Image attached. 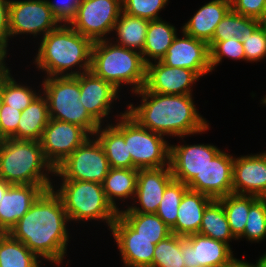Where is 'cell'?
<instances>
[{"mask_svg": "<svg viewBox=\"0 0 266 267\" xmlns=\"http://www.w3.org/2000/svg\"><path fill=\"white\" fill-rule=\"evenodd\" d=\"M123 262L128 267H152L155 244L152 240L138 236L119 215L111 226Z\"/></svg>", "mask_w": 266, "mask_h": 267, "instance_id": "cell-19", "label": "cell"}, {"mask_svg": "<svg viewBox=\"0 0 266 267\" xmlns=\"http://www.w3.org/2000/svg\"><path fill=\"white\" fill-rule=\"evenodd\" d=\"M82 1L83 0H63L60 3H53L47 0L52 13L60 22H66L67 24L75 16L77 7Z\"/></svg>", "mask_w": 266, "mask_h": 267, "instance_id": "cell-44", "label": "cell"}, {"mask_svg": "<svg viewBox=\"0 0 266 267\" xmlns=\"http://www.w3.org/2000/svg\"><path fill=\"white\" fill-rule=\"evenodd\" d=\"M246 193V194H245ZM266 197V152L233 161V194Z\"/></svg>", "mask_w": 266, "mask_h": 267, "instance_id": "cell-21", "label": "cell"}, {"mask_svg": "<svg viewBox=\"0 0 266 267\" xmlns=\"http://www.w3.org/2000/svg\"><path fill=\"white\" fill-rule=\"evenodd\" d=\"M76 75L80 87L79 100L86 111L101 125V119L108 115L110 105L117 98L119 89L103 78L95 76L91 71L66 73V76Z\"/></svg>", "mask_w": 266, "mask_h": 267, "instance_id": "cell-17", "label": "cell"}, {"mask_svg": "<svg viewBox=\"0 0 266 267\" xmlns=\"http://www.w3.org/2000/svg\"><path fill=\"white\" fill-rule=\"evenodd\" d=\"M94 134H99L97 140L101 144L111 168L134 169L124 136L112 124L103 130L99 127Z\"/></svg>", "mask_w": 266, "mask_h": 267, "instance_id": "cell-27", "label": "cell"}, {"mask_svg": "<svg viewBox=\"0 0 266 267\" xmlns=\"http://www.w3.org/2000/svg\"><path fill=\"white\" fill-rule=\"evenodd\" d=\"M61 199L69 220L103 219L108 226L114 223L119 211L107 200L98 182L63 180L55 192Z\"/></svg>", "mask_w": 266, "mask_h": 267, "instance_id": "cell-6", "label": "cell"}, {"mask_svg": "<svg viewBox=\"0 0 266 267\" xmlns=\"http://www.w3.org/2000/svg\"><path fill=\"white\" fill-rule=\"evenodd\" d=\"M88 138V132L77 124L49 119L40 144L46 160L55 169Z\"/></svg>", "mask_w": 266, "mask_h": 267, "instance_id": "cell-11", "label": "cell"}, {"mask_svg": "<svg viewBox=\"0 0 266 267\" xmlns=\"http://www.w3.org/2000/svg\"><path fill=\"white\" fill-rule=\"evenodd\" d=\"M183 38H174L165 56L160 60L169 67H181L203 76L212 71L210 48L205 41L183 33Z\"/></svg>", "mask_w": 266, "mask_h": 267, "instance_id": "cell-15", "label": "cell"}, {"mask_svg": "<svg viewBox=\"0 0 266 267\" xmlns=\"http://www.w3.org/2000/svg\"><path fill=\"white\" fill-rule=\"evenodd\" d=\"M36 92L26 86H21L7 75L3 78V103L16 108L18 111L25 110L30 103L37 97Z\"/></svg>", "mask_w": 266, "mask_h": 267, "instance_id": "cell-37", "label": "cell"}, {"mask_svg": "<svg viewBox=\"0 0 266 267\" xmlns=\"http://www.w3.org/2000/svg\"><path fill=\"white\" fill-rule=\"evenodd\" d=\"M93 43L65 23L43 36L35 62L48 77L66 76L63 73L78 64L85 73L90 71Z\"/></svg>", "mask_w": 266, "mask_h": 267, "instance_id": "cell-3", "label": "cell"}, {"mask_svg": "<svg viewBox=\"0 0 266 267\" xmlns=\"http://www.w3.org/2000/svg\"><path fill=\"white\" fill-rule=\"evenodd\" d=\"M259 260H260L262 267H266V253L262 257H260Z\"/></svg>", "mask_w": 266, "mask_h": 267, "instance_id": "cell-50", "label": "cell"}, {"mask_svg": "<svg viewBox=\"0 0 266 267\" xmlns=\"http://www.w3.org/2000/svg\"><path fill=\"white\" fill-rule=\"evenodd\" d=\"M42 169L55 172L43 154L40 141L0 140V178L4 181L20 185H52Z\"/></svg>", "mask_w": 266, "mask_h": 267, "instance_id": "cell-4", "label": "cell"}, {"mask_svg": "<svg viewBox=\"0 0 266 267\" xmlns=\"http://www.w3.org/2000/svg\"><path fill=\"white\" fill-rule=\"evenodd\" d=\"M9 74H10V72H0V82L5 76H7Z\"/></svg>", "mask_w": 266, "mask_h": 267, "instance_id": "cell-52", "label": "cell"}, {"mask_svg": "<svg viewBox=\"0 0 266 267\" xmlns=\"http://www.w3.org/2000/svg\"><path fill=\"white\" fill-rule=\"evenodd\" d=\"M149 22L148 19L133 17L121 12L113 29L117 32L118 41H120L117 45L131 50L137 48L138 52L142 53Z\"/></svg>", "mask_w": 266, "mask_h": 267, "instance_id": "cell-29", "label": "cell"}, {"mask_svg": "<svg viewBox=\"0 0 266 267\" xmlns=\"http://www.w3.org/2000/svg\"><path fill=\"white\" fill-rule=\"evenodd\" d=\"M43 86L50 119L77 124L91 135L101 127L79 100L78 75L48 77L43 81Z\"/></svg>", "mask_w": 266, "mask_h": 267, "instance_id": "cell-7", "label": "cell"}, {"mask_svg": "<svg viewBox=\"0 0 266 267\" xmlns=\"http://www.w3.org/2000/svg\"><path fill=\"white\" fill-rule=\"evenodd\" d=\"M68 220L60 197L51 188L36 199L8 234L38 257L60 264L68 244Z\"/></svg>", "mask_w": 266, "mask_h": 267, "instance_id": "cell-1", "label": "cell"}, {"mask_svg": "<svg viewBox=\"0 0 266 267\" xmlns=\"http://www.w3.org/2000/svg\"><path fill=\"white\" fill-rule=\"evenodd\" d=\"M261 101H262V103H265L266 104V97L263 100H261Z\"/></svg>", "mask_w": 266, "mask_h": 267, "instance_id": "cell-53", "label": "cell"}, {"mask_svg": "<svg viewBox=\"0 0 266 267\" xmlns=\"http://www.w3.org/2000/svg\"><path fill=\"white\" fill-rule=\"evenodd\" d=\"M61 23L52 13L47 0L10 1V37L15 34L47 35Z\"/></svg>", "mask_w": 266, "mask_h": 267, "instance_id": "cell-12", "label": "cell"}, {"mask_svg": "<svg viewBox=\"0 0 266 267\" xmlns=\"http://www.w3.org/2000/svg\"><path fill=\"white\" fill-rule=\"evenodd\" d=\"M247 61H259L266 56V25L261 24L253 33L242 36Z\"/></svg>", "mask_w": 266, "mask_h": 267, "instance_id": "cell-41", "label": "cell"}, {"mask_svg": "<svg viewBox=\"0 0 266 267\" xmlns=\"http://www.w3.org/2000/svg\"><path fill=\"white\" fill-rule=\"evenodd\" d=\"M53 185L12 184L0 200V230L8 233L36 199Z\"/></svg>", "mask_w": 266, "mask_h": 267, "instance_id": "cell-22", "label": "cell"}, {"mask_svg": "<svg viewBox=\"0 0 266 267\" xmlns=\"http://www.w3.org/2000/svg\"><path fill=\"white\" fill-rule=\"evenodd\" d=\"M170 166L157 169H139L135 195L141 207H128L119 213H156L165 188L173 180Z\"/></svg>", "mask_w": 266, "mask_h": 267, "instance_id": "cell-20", "label": "cell"}, {"mask_svg": "<svg viewBox=\"0 0 266 267\" xmlns=\"http://www.w3.org/2000/svg\"><path fill=\"white\" fill-rule=\"evenodd\" d=\"M120 118L122 120L120 119L114 127L124 136L134 169H157L169 166L170 146L162 138V134L142 127L127 112Z\"/></svg>", "mask_w": 266, "mask_h": 267, "instance_id": "cell-8", "label": "cell"}, {"mask_svg": "<svg viewBox=\"0 0 266 267\" xmlns=\"http://www.w3.org/2000/svg\"><path fill=\"white\" fill-rule=\"evenodd\" d=\"M260 21H261V23H262L263 25H266V6H265V10H264L263 18H262Z\"/></svg>", "mask_w": 266, "mask_h": 267, "instance_id": "cell-51", "label": "cell"}, {"mask_svg": "<svg viewBox=\"0 0 266 267\" xmlns=\"http://www.w3.org/2000/svg\"><path fill=\"white\" fill-rule=\"evenodd\" d=\"M233 161L231 155L220 151L187 184L188 188L215 200L233 194Z\"/></svg>", "mask_w": 266, "mask_h": 267, "instance_id": "cell-14", "label": "cell"}, {"mask_svg": "<svg viewBox=\"0 0 266 267\" xmlns=\"http://www.w3.org/2000/svg\"><path fill=\"white\" fill-rule=\"evenodd\" d=\"M176 36V29L173 25H169L160 19L150 20L144 48L141 53L145 64L147 65L151 62L146 56L160 61L167 53Z\"/></svg>", "mask_w": 266, "mask_h": 267, "instance_id": "cell-26", "label": "cell"}, {"mask_svg": "<svg viewBox=\"0 0 266 267\" xmlns=\"http://www.w3.org/2000/svg\"><path fill=\"white\" fill-rule=\"evenodd\" d=\"M219 152L214 145H171L169 166L174 180L187 185Z\"/></svg>", "mask_w": 266, "mask_h": 267, "instance_id": "cell-18", "label": "cell"}, {"mask_svg": "<svg viewBox=\"0 0 266 267\" xmlns=\"http://www.w3.org/2000/svg\"><path fill=\"white\" fill-rule=\"evenodd\" d=\"M22 111L2 104L0 110V140L11 138L18 129Z\"/></svg>", "mask_w": 266, "mask_h": 267, "instance_id": "cell-42", "label": "cell"}, {"mask_svg": "<svg viewBox=\"0 0 266 267\" xmlns=\"http://www.w3.org/2000/svg\"><path fill=\"white\" fill-rule=\"evenodd\" d=\"M266 234V199L259 198L251 207L248 213L244 233L249 241H261Z\"/></svg>", "mask_w": 266, "mask_h": 267, "instance_id": "cell-38", "label": "cell"}, {"mask_svg": "<svg viewBox=\"0 0 266 267\" xmlns=\"http://www.w3.org/2000/svg\"><path fill=\"white\" fill-rule=\"evenodd\" d=\"M121 12L122 0H83L68 24L93 42L104 40V35L113 31Z\"/></svg>", "mask_w": 266, "mask_h": 267, "instance_id": "cell-10", "label": "cell"}, {"mask_svg": "<svg viewBox=\"0 0 266 267\" xmlns=\"http://www.w3.org/2000/svg\"><path fill=\"white\" fill-rule=\"evenodd\" d=\"M3 104V79L0 82V110Z\"/></svg>", "mask_w": 266, "mask_h": 267, "instance_id": "cell-49", "label": "cell"}, {"mask_svg": "<svg viewBox=\"0 0 266 267\" xmlns=\"http://www.w3.org/2000/svg\"><path fill=\"white\" fill-rule=\"evenodd\" d=\"M256 196L229 194L217 199L225 210L231 233L235 239L244 233L250 207L258 200Z\"/></svg>", "mask_w": 266, "mask_h": 267, "instance_id": "cell-31", "label": "cell"}, {"mask_svg": "<svg viewBox=\"0 0 266 267\" xmlns=\"http://www.w3.org/2000/svg\"><path fill=\"white\" fill-rule=\"evenodd\" d=\"M199 234L227 244L230 239L235 238L231 233L225 210L218 200L214 199L205 208Z\"/></svg>", "mask_w": 266, "mask_h": 267, "instance_id": "cell-32", "label": "cell"}, {"mask_svg": "<svg viewBox=\"0 0 266 267\" xmlns=\"http://www.w3.org/2000/svg\"><path fill=\"white\" fill-rule=\"evenodd\" d=\"M226 267H262L260 260L255 265L237 260L234 258Z\"/></svg>", "mask_w": 266, "mask_h": 267, "instance_id": "cell-47", "label": "cell"}, {"mask_svg": "<svg viewBox=\"0 0 266 267\" xmlns=\"http://www.w3.org/2000/svg\"><path fill=\"white\" fill-rule=\"evenodd\" d=\"M135 93L142 95V104H131L126 112L152 132L183 137L209 128L197 113L191 95L157 94L144 87Z\"/></svg>", "mask_w": 266, "mask_h": 267, "instance_id": "cell-2", "label": "cell"}, {"mask_svg": "<svg viewBox=\"0 0 266 267\" xmlns=\"http://www.w3.org/2000/svg\"><path fill=\"white\" fill-rule=\"evenodd\" d=\"M168 0H122V12L139 18L157 20L158 12Z\"/></svg>", "mask_w": 266, "mask_h": 267, "instance_id": "cell-39", "label": "cell"}, {"mask_svg": "<svg viewBox=\"0 0 266 267\" xmlns=\"http://www.w3.org/2000/svg\"><path fill=\"white\" fill-rule=\"evenodd\" d=\"M49 119L48 101L39 95L22 111L17 132L11 138L40 141Z\"/></svg>", "mask_w": 266, "mask_h": 267, "instance_id": "cell-25", "label": "cell"}, {"mask_svg": "<svg viewBox=\"0 0 266 267\" xmlns=\"http://www.w3.org/2000/svg\"><path fill=\"white\" fill-rule=\"evenodd\" d=\"M12 184L4 181L2 178H0V200H2L3 195L5 194V192L8 190V188L11 186Z\"/></svg>", "mask_w": 266, "mask_h": 267, "instance_id": "cell-48", "label": "cell"}, {"mask_svg": "<svg viewBox=\"0 0 266 267\" xmlns=\"http://www.w3.org/2000/svg\"><path fill=\"white\" fill-rule=\"evenodd\" d=\"M138 169L111 168L102 183L107 200L118 211V207L113 198L125 199L135 196L137 186Z\"/></svg>", "mask_w": 266, "mask_h": 267, "instance_id": "cell-28", "label": "cell"}, {"mask_svg": "<svg viewBox=\"0 0 266 267\" xmlns=\"http://www.w3.org/2000/svg\"><path fill=\"white\" fill-rule=\"evenodd\" d=\"M211 197L188 189L180 202L172 234L186 237L199 233L205 208L213 201Z\"/></svg>", "mask_w": 266, "mask_h": 267, "instance_id": "cell-24", "label": "cell"}, {"mask_svg": "<svg viewBox=\"0 0 266 267\" xmlns=\"http://www.w3.org/2000/svg\"><path fill=\"white\" fill-rule=\"evenodd\" d=\"M188 189L186 184L174 179L165 188L156 214L170 229L175 226L178 207Z\"/></svg>", "mask_w": 266, "mask_h": 267, "instance_id": "cell-35", "label": "cell"}, {"mask_svg": "<svg viewBox=\"0 0 266 267\" xmlns=\"http://www.w3.org/2000/svg\"><path fill=\"white\" fill-rule=\"evenodd\" d=\"M9 9L10 1L0 0V39L6 43L10 36Z\"/></svg>", "mask_w": 266, "mask_h": 267, "instance_id": "cell-45", "label": "cell"}, {"mask_svg": "<svg viewBox=\"0 0 266 267\" xmlns=\"http://www.w3.org/2000/svg\"><path fill=\"white\" fill-rule=\"evenodd\" d=\"M266 0H231V9L240 15L261 20Z\"/></svg>", "mask_w": 266, "mask_h": 267, "instance_id": "cell-43", "label": "cell"}, {"mask_svg": "<svg viewBox=\"0 0 266 267\" xmlns=\"http://www.w3.org/2000/svg\"><path fill=\"white\" fill-rule=\"evenodd\" d=\"M7 43L0 39V72H10L8 68H6L4 64V58H6V51H7Z\"/></svg>", "mask_w": 266, "mask_h": 267, "instance_id": "cell-46", "label": "cell"}, {"mask_svg": "<svg viewBox=\"0 0 266 267\" xmlns=\"http://www.w3.org/2000/svg\"><path fill=\"white\" fill-rule=\"evenodd\" d=\"M181 254L186 267H226L234 259L229 244L199 233L181 236Z\"/></svg>", "mask_w": 266, "mask_h": 267, "instance_id": "cell-13", "label": "cell"}, {"mask_svg": "<svg viewBox=\"0 0 266 267\" xmlns=\"http://www.w3.org/2000/svg\"><path fill=\"white\" fill-rule=\"evenodd\" d=\"M231 10V0H212L202 6L183 26V33L209 43L217 25Z\"/></svg>", "mask_w": 266, "mask_h": 267, "instance_id": "cell-23", "label": "cell"}, {"mask_svg": "<svg viewBox=\"0 0 266 267\" xmlns=\"http://www.w3.org/2000/svg\"><path fill=\"white\" fill-rule=\"evenodd\" d=\"M119 216L138 236L152 240L155 245L172 234L156 213H119Z\"/></svg>", "mask_w": 266, "mask_h": 267, "instance_id": "cell-30", "label": "cell"}, {"mask_svg": "<svg viewBox=\"0 0 266 267\" xmlns=\"http://www.w3.org/2000/svg\"><path fill=\"white\" fill-rule=\"evenodd\" d=\"M183 260L181 236L171 234L156 244L152 267H186Z\"/></svg>", "mask_w": 266, "mask_h": 267, "instance_id": "cell-36", "label": "cell"}, {"mask_svg": "<svg viewBox=\"0 0 266 267\" xmlns=\"http://www.w3.org/2000/svg\"><path fill=\"white\" fill-rule=\"evenodd\" d=\"M208 44L212 69L222 60L223 56L237 60H246L243 43L236 38H230L226 41H210Z\"/></svg>", "mask_w": 266, "mask_h": 267, "instance_id": "cell-40", "label": "cell"}, {"mask_svg": "<svg viewBox=\"0 0 266 267\" xmlns=\"http://www.w3.org/2000/svg\"><path fill=\"white\" fill-rule=\"evenodd\" d=\"M261 24L260 20L240 15L231 9L217 25L211 41H226L230 38L241 41L242 36L253 33Z\"/></svg>", "mask_w": 266, "mask_h": 267, "instance_id": "cell-34", "label": "cell"}, {"mask_svg": "<svg viewBox=\"0 0 266 267\" xmlns=\"http://www.w3.org/2000/svg\"><path fill=\"white\" fill-rule=\"evenodd\" d=\"M200 76L193 70L169 67L158 61L146 65L144 88L157 94L191 95L190 86Z\"/></svg>", "mask_w": 266, "mask_h": 267, "instance_id": "cell-16", "label": "cell"}, {"mask_svg": "<svg viewBox=\"0 0 266 267\" xmlns=\"http://www.w3.org/2000/svg\"><path fill=\"white\" fill-rule=\"evenodd\" d=\"M37 255L8 233L0 237V267H40Z\"/></svg>", "mask_w": 266, "mask_h": 267, "instance_id": "cell-33", "label": "cell"}, {"mask_svg": "<svg viewBox=\"0 0 266 267\" xmlns=\"http://www.w3.org/2000/svg\"><path fill=\"white\" fill-rule=\"evenodd\" d=\"M90 71L116 89L122 83L134 84V93L141 90L146 81V64L142 54L117 44L112 45L106 39L93 43Z\"/></svg>", "mask_w": 266, "mask_h": 267, "instance_id": "cell-5", "label": "cell"}, {"mask_svg": "<svg viewBox=\"0 0 266 267\" xmlns=\"http://www.w3.org/2000/svg\"><path fill=\"white\" fill-rule=\"evenodd\" d=\"M110 169L105 152L97 140L86 139L56 168L54 175L63 180L103 183Z\"/></svg>", "mask_w": 266, "mask_h": 267, "instance_id": "cell-9", "label": "cell"}]
</instances>
